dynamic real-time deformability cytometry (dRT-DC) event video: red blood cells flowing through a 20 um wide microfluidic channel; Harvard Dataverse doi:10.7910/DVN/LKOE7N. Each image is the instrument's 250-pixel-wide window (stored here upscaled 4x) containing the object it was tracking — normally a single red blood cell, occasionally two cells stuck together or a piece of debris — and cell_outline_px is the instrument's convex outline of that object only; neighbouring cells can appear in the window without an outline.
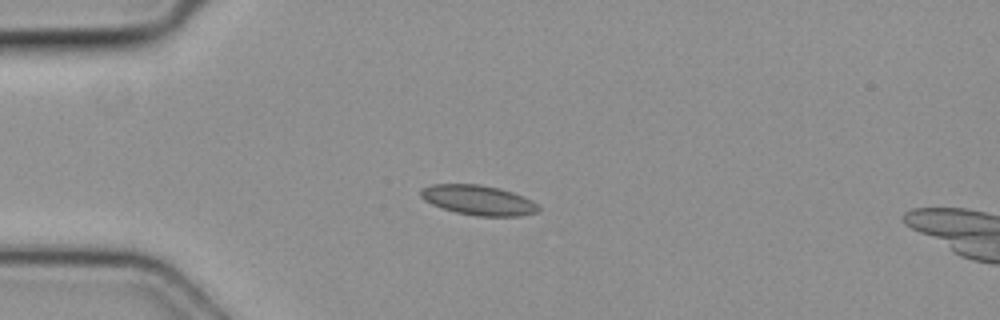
{"species": "common noctule bat (a hibernating species)", "species_latin": "Nyctalus noctula", "temperature_condition": "cold", "stored_images_in_passage": 5, "camera_frame_rate_fps": 3000, "um_per_image_px": 0.085, "animal": {"sex": "female", "body_mass_g": 19.3, "forearm_length_mm": 54.1}, "frame": {"image": 1, "passage_image": 3, "time_ms": 0.667, "image_size_px": [1000, 320], "cell_outline_px": [[540, 212], [520, 216], [476, 216], [456, 212], [432, 204], [424, 200], [420, 196], [420, 188], [432, 184], [480, 184], [500, 188], [524, 196], [532, 200], [540, 208]], "centroid_in_image_um": [40.67, 17.01], "position_along_channel_um": 44.3, "area_um2": 20.63}}
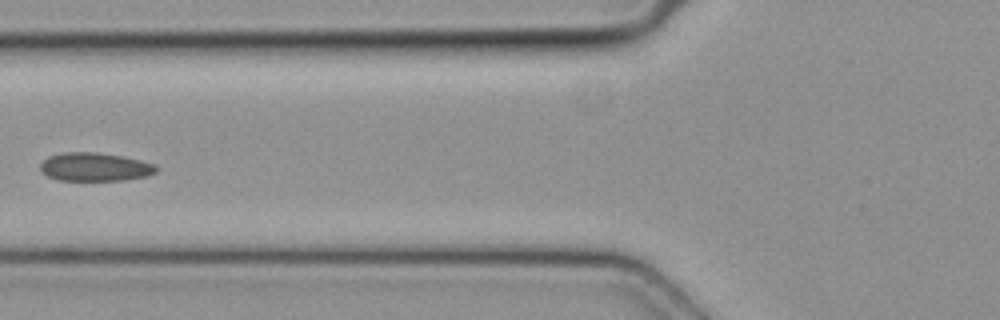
{"frame": {"image": 2, "passage_image": 5, "time_ms": 1.333, "image_size_px": [1000, 320], "cell_outline_px": [[160, 168], [156, 172], [148, 176], [124, 180], [56, 180], [40, 172], [40, 164], [48, 156], [64, 152], [96, 152], [124, 156], [156, 164]], "centroid_in_image_um": [8.09, 14.19], "position_along_channel_um": 117.7, "area_um2": 19.48}}